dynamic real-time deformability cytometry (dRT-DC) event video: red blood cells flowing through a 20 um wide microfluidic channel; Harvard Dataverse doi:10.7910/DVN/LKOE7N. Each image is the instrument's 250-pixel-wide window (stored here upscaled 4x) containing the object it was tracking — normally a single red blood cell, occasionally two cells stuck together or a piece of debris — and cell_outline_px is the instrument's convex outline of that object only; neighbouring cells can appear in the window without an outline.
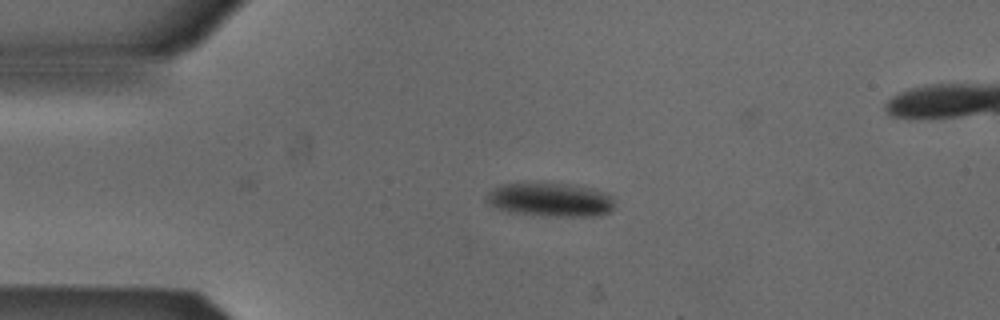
{"species": "Egyptian fruit bat (a non-hibernating species)", "species_latin": "Rousettus aegyptiacus", "temperature_condition": "cold", "stored_images_in_passage": 35, "camera_frame_rate_fps": 3000, "um_per_image_px": 0.085, "animal": {"sex": "male"}, "frame": {"image": 1, "passage_image": 1, "time_ms": 0.0, "image_size_px": [1000, 320], "cell_outline_px": [[612, 208], [608, 212], [596, 216], [552, 216], [508, 212], [496, 208], [488, 200], [488, 192], [500, 184], [540, 180], [576, 184], [604, 192], [612, 196]], "centroid_in_image_um": [46.75, 16.92], "position_along_channel_um": 38.2, "area_um2": 25.84}}
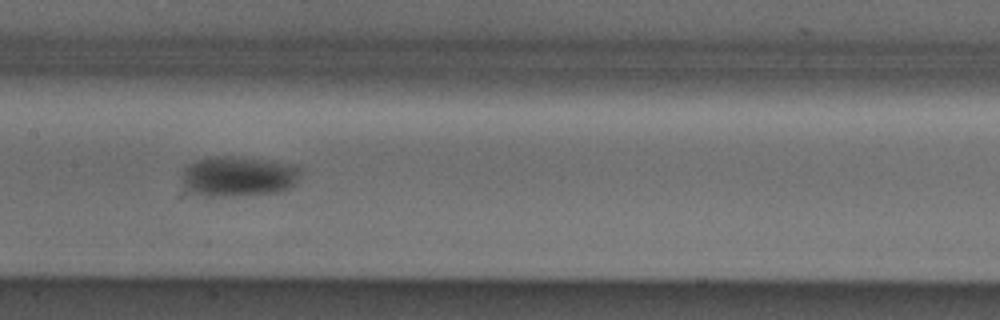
{"frame": {"image": 2, "passage_image": 15, "time_ms": 4.667, "image_size_px": [1000, 320], "cell_outline_px": [[304, 168], [296, 184], [288, 188], [276, 192], [228, 196], [204, 196], [188, 192], [184, 188], [180, 180], [180, 176], [184, 168], [188, 164], [196, 160], [208, 156], [236, 156], [272, 160], [300, 164]], "centroid_in_image_um": [20.27, 14.96], "position_along_channel_um": 187.1, "area_um2": 28.84}}
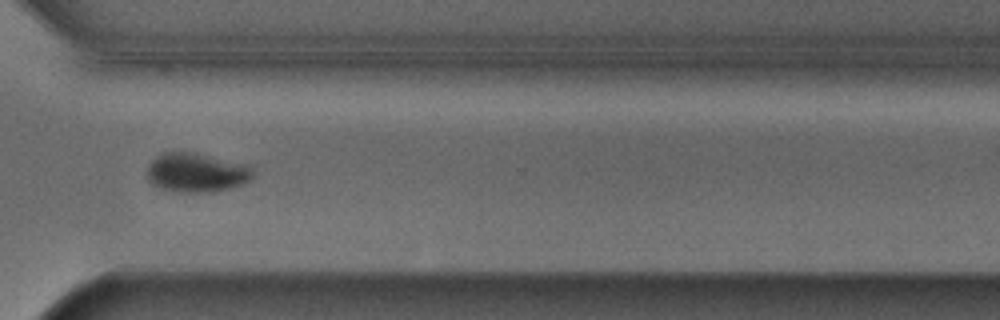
{"frame": {"image": 3, "passage_image": 28, "time_ms": 9.0, "image_size_px": [1000, 320], "cell_outline_px": [[252, 176], [244, 184], [212, 192], [172, 192], [160, 188], [152, 184], [148, 180], [148, 164], [156, 156], [164, 152], [192, 152], [252, 164]], "centroid_in_image_um": [16.71, 14.66], "position_along_channel_um": 353.9, "area_um2": 24.45}, "authors_computed_cell_mechanics": {"area_um2": 26.4146, "velocity_mm_per_s": 3.8496, "shape_relaxation_time_tau1_ms": 2.6788, "shape_relaxation_time_tau2_ms": null, "deformation_change_tau1": 0.1085, "deformation_change_tau2": null}}